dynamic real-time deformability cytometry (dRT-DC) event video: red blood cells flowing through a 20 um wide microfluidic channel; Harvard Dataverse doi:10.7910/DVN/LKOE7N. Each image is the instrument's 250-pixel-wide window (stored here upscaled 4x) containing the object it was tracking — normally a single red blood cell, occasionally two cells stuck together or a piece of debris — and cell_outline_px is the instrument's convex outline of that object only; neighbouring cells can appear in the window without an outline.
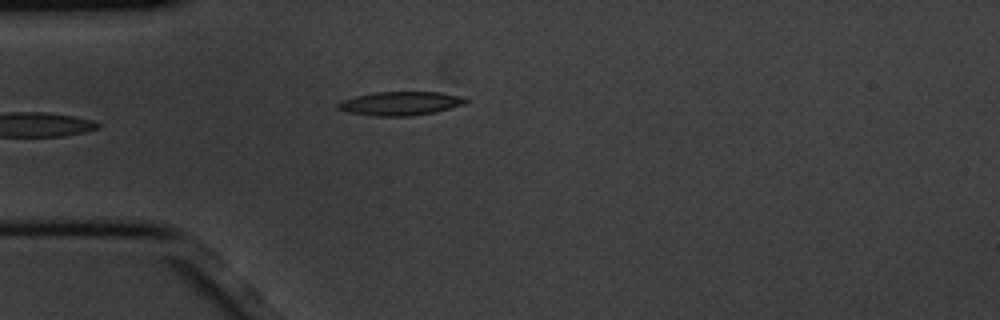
{"species": "common noctule bat (a hibernating species)", "species_latin": "Nyctalus noctula", "temperature_condition": "cold", "stored_images_in_passage": 4, "camera_frame_rate_fps": 3000, "um_per_image_px": 0.085, "animal": {"sex": "male", "body_mass_g": 20.1, "forearm_length_mm": 53.5}, "frame": {"image": 1, "passage_image": 4, "time_ms": 1.0, "image_size_px": [1000, 320], "cell_outline_px": [[468, 100], [464, 104], [436, 112], [408, 116], [372, 116], [348, 112], [336, 108], [336, 104], [344, 100], [356, 96], [376, 92], [440, 92], [460, 96]], "centroid_in_image_um": [34.02, 8.8], "position_along_channel_um": 51.0, "area_um2": 17.57}}